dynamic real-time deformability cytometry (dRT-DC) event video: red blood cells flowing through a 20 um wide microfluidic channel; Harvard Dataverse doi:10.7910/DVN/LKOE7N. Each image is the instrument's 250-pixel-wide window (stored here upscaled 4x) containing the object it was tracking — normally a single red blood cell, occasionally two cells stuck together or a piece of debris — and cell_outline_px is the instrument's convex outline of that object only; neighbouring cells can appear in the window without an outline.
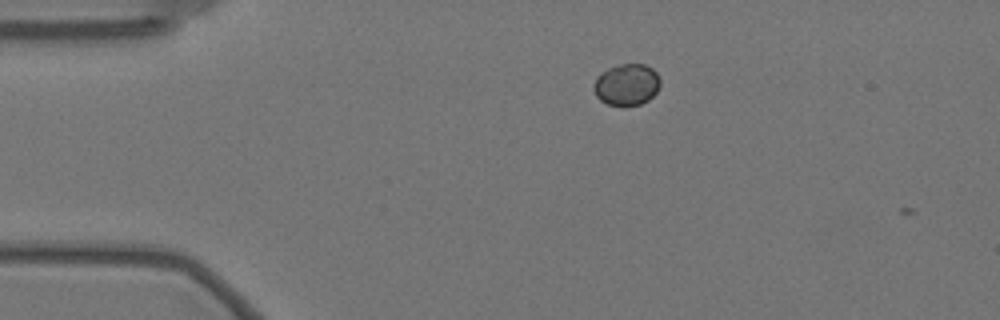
{"species": "Egyptian fruit bat (a non-hibernating species)", "species_latin": "Rousettus aegyptiacus", "temperature_condition": "warm", "stored_images_in_passage": 2, "camera_frame_rate_fps": 3000, "um_per_image_px": 0.085, "animal": {"sex": "female"}, "frame": {"image": 1, "passage_image": 1, "time_ms": 0.0, "image_size_px": [1000, 320], "cell_outline_px": [[660, 84], [656, 92], [648, 100], [640, 104], [624, 108], [608, 104], [600, 100], [596, 96], [592, 88], [592, 84], [596, 76], [600, 72], [608, 68], [620, 64], [644, 64], [652, 68], [660, 76]], "centroid_in_image_um": [53.23, 7.21], "position_along_channel_um": 31.8, "area_um2": 16.59}}